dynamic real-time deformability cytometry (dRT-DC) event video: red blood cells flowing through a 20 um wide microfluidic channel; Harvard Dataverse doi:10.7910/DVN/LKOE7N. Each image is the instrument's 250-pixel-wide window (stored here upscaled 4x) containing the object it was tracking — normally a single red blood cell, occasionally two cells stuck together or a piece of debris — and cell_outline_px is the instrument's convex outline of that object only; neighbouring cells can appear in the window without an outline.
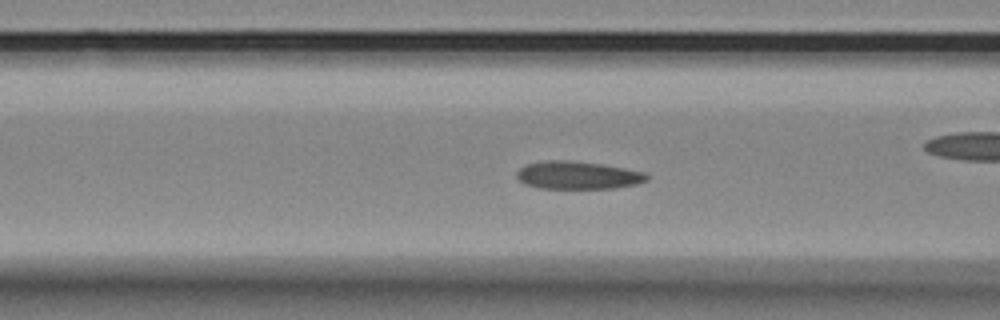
{"species": "Egyptian fruit bat (a non-hibernating species)", "species_latin": "Rousettus aegyptiacus", "temperature_condition": "room temperature", "stored_images_in_passage": 48, "camera_frame_rate_fps": 3000, "um_per_image_px": 0.085, "animal": {"sex": "female"}, "frame": {"image": 1, "passage_image": 14, "time_ms": 4.333, "image_size_px": [1000, 320], "cell_outline_px": [[648, 180], [636, 184], [616, 188], [536, 188], [524, 184], [516, 176], [516, 172], [524, 164], [548, 160], [568, 160], [604, 164], [644, 172], [648, 176]], "centroid_in_image_um": [49.08, 14.89], "position_along_channel_um": 117.5, "area_um2": 21.21}, "authors_computed_cell_mechanics": {"area_um2": 21.1259, "velocity_mm_per_s": 3.6549, "shape_relaxation_time_tau1_ms": 5.5634, "shape_relaxation_time_tau2_ms": 2.2042, "deformation_change_tau1": 0.1501, "deformation_change_tau2": 0.0769}}